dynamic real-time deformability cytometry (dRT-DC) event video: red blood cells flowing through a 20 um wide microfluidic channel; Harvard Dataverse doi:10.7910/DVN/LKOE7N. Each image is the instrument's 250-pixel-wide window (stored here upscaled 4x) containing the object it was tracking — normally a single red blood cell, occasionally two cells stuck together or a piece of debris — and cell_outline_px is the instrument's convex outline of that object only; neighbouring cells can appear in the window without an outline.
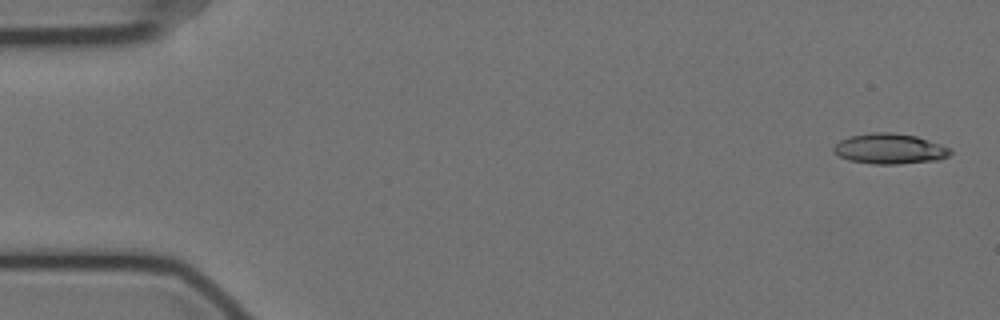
{"species": "Egyptian fruit bat (a non-hibernating species)", "species_latin": "Rousettus aegyptiacus", "temperature_condition": "cold", "stored_images_in_passage": 57, "camera_frame_rate_fps": 3000, "um_per_image_px": 0.085, "animal": {"sex": "female"}, "frame": {"image": 1, "passage_image": 2, "time_ms": 0.333, "image_size_px": [1000, 320], "cell_outline_px": [[952, 152], [948, 156], [940, 160], [900, 164], [872, 164], [848, 160], [840, 156], [832, 148], [840, 140], [848, 136], [868, 132], [892, 132], [916, 136], [952, 148]], "centroid_in_image_um": [75.64, 12.64], "position_along_channel_um": 9.4, "area_um2": 20.87}}
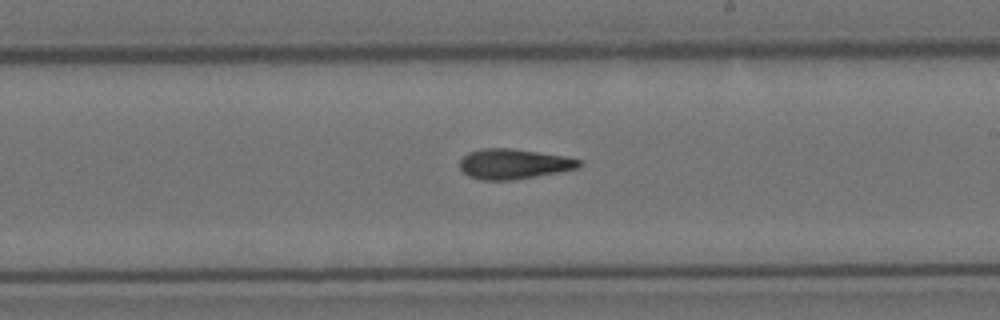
{"frame": {"image": 2, "passage_image": 33, "time_ms": 10.667, "image_size_px": [1000, 320], "cell_outline_px": [[580, 168], [560, 172], [516, 180], [480, 180], [468, 176], [460, 168], [460, 160], [468, 152], [480, 148], [512, 148], [568, 156], [580, 160]], "centroid_in_image_um": [43.68, 13.93], "position_along_channel_um": 245.3, "area_um2": 21.27}}
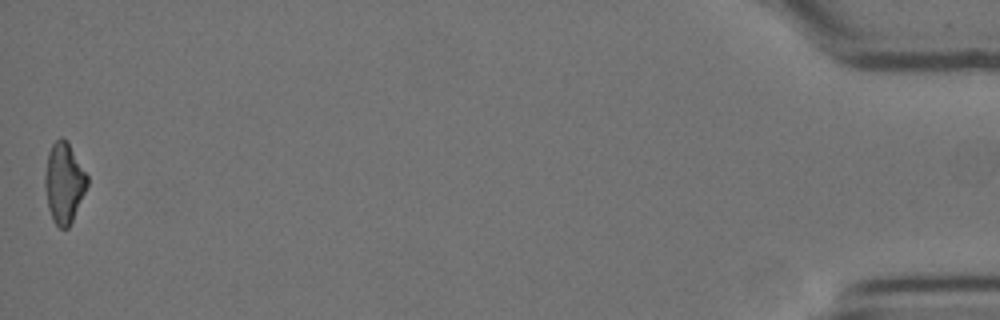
{"frame": {"image": 3, "passage_image": 57, "time_ms": 18.667, "image_size_px": [1000, 320], "cell_outline_px": [[88, 184], [72, 220], [68, 228], [60, 228], [52, 220], [48, 208], [44, 188], [44, 176], [48, 152], [52, 144], [60, 136], [68, 140], [88, 176]], "centroid_in_image_um": [5.42, 15.5], "position_along_channel_um": 429.8, "area_um2": 19.94}, "authors_computed_cell_mechanics": {"area_um2": 20.5768, "velocity_mm_per_s": 3.5171, "shape_relaxation_time_tau1_ms": null, "shape_relaxation_time_tau2_ms": 5.6384, "deformation_change_tau1": null, "deformation_change_tau2": 0.1603}}